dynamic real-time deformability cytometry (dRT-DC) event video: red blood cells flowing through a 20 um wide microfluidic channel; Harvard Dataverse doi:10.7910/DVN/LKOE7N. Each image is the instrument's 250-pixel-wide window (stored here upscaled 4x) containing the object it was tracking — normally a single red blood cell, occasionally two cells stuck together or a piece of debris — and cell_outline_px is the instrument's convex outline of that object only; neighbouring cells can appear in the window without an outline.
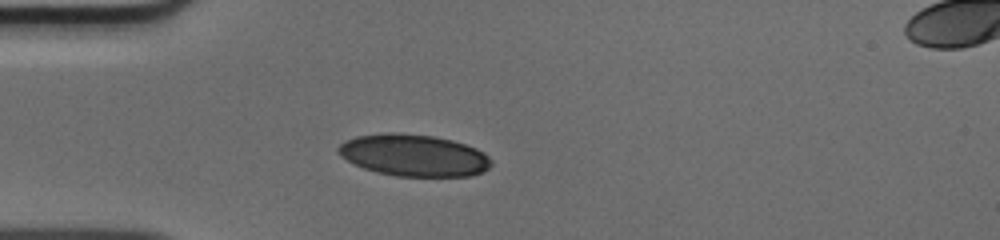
{"species": "human", "species_latin": "Homo sapiens", "temperature_condition": "cold", "stored_images_in_passage": 37, "camera_frame_rate_fps": 3000, "um_per_image_px": 0.085, "donor": {"sex": "male"}, "frame": {"image": 1, "passage_image": 1, "time_ms": 0.0, "image_size_px": [1000, 240], "cell_outline_px": [[492, 164], [484, 172], [472, 176], [396, 176], [376, 172], [364, 168], [340, 156], [336, 152], [336, 148], [344, 140], [356, 136], [392, 132], [432, 136], [452, 140], [476, 148], [484, 152], [492, 160]], "centroid_in_image_um": [35.17, 13.2], "position_along_channel_um": 49.8, "area_um2": 37.4}}
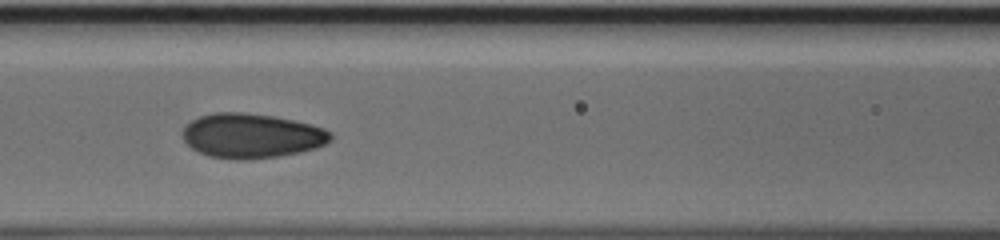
{"frame": {"image": 2, "passage_image": 9, "time_ms": 2.667, "image_size_px": [1000, 240], "cell_outline_px": [[332, 140], [316, 148], [300, 152], [280, 156], [240, 160], [232, 160], [208, 156], [192, 148], [184, 140], [184, 128], [192, 120], [200, 116], [216, 112], [244, 112], [272, 116], [312, 124], [324, 128], [332, 132]], "centroid_in_image_um": [21.42, 11.54], "position_along_channel_um": 145.2, "area_um2": 38.44}}
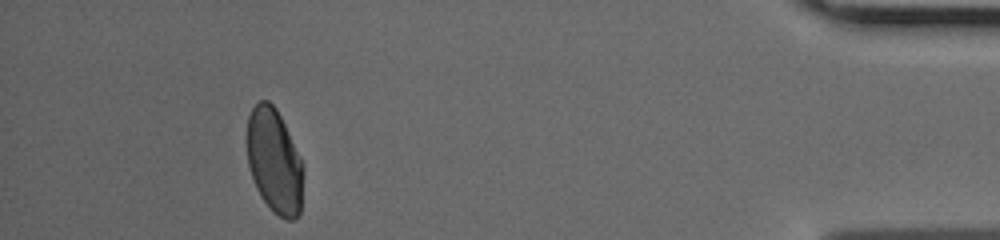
{"frame": {"image": 3, "passage_image": 33, "time_ms": 10.667, "image_size_px": [1000, 240], "cell_outline_px": [[300, 216], [292, 220], [284, 220], [272, 212], [260, 196], [256, 188], [248, 164], [248, 116], [252, 108], [260, 100], [268, 100], [276, 108], [300, 156]], "centroid_in_image_um": [23.28, 13.71], "position_along_channel_um": 411.9, "area_um2": 33.52}}